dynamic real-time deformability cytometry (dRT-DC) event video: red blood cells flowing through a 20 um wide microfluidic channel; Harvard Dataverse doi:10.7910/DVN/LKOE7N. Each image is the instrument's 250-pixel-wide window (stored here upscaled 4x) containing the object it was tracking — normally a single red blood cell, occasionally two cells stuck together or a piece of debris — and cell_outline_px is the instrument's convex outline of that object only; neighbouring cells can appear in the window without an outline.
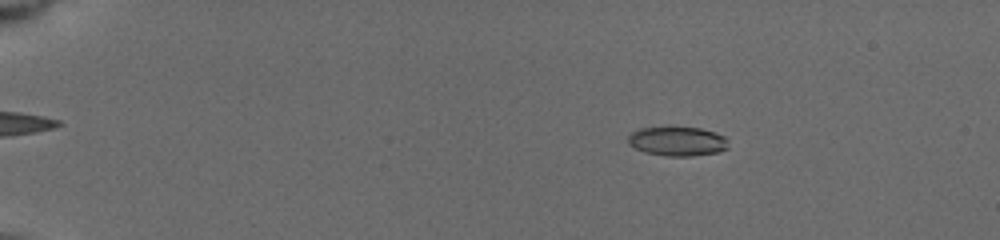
{"species": "common noctule bat (a hibernating species)", "species_latin": "Nyctalus noctula", "temperature_condition": "cold", "stored_images_in_passage": 68, "camera_frame_rate_fps": 3000, "um_per_image_px": 0.085, "animal": {"sex": "female", "body_mass_g": 19.5, "forearm_length_mm": 54.1}, "frame": {"image": 1, "passage_image": 13, "time_ms": 3.333, "image_size_px": [1000, 240], "cell_outline_px": [[728, 148], [720, 152], [692, 156], [668, 156], [644, 152], [628, 144], [628, 136], [632, 132], [640, 128], [700, 128], [716, 132], [724, 136], [728, 140]], "centroid_in_image_um": [57.61, 12.02], "position_along_channel_um": 27.4, "area_um2": 17.05}}
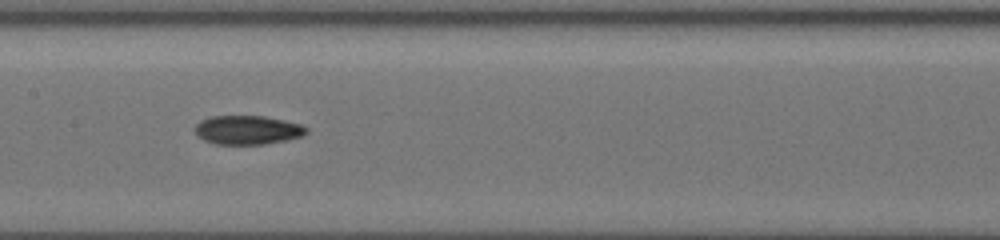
{"frame": {"image": 2, "passage_image": 37, "time_ms": 10.0, "image_size_px": [1000, 240], "cell_outline_px": [[308, 132], [304, 136], [288, 140], [264, 144], [216, 144], [204, 140], [196, 136], [192, 128], [200, 120], [208, 116], [264, 116], [284, 120], [300, 124], [308, 128]], "centroid_in_image_um": [21.01, 11.05], "position_along_channel_um": 186.4, "area_um2": 19.13}}
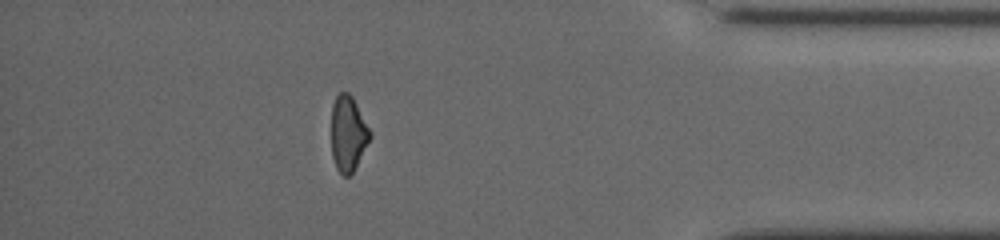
{"frame": {"image": 3, "passage_image": 60, "time_ms": 16.333, "image_size_px": [1000, 240], "cell_outline_px": [[372, 136], [352, 172], [348, 176], [344, 176], [336, 168], [332, 156], [332, 104], [336, 96], [340, 92], [348, 92], [352, 96], [372, 132]], "centroid_in_image_um": [29.59, 11.33], "position_along_channel_um": 405.6, "area_um2": 16.88}, "authors_computed_cell_mechanics": {"area_um2": 17.8602, "velocity_mm_per_s": 3.9269, "shape_relaxation_time_tau1_ms": null, "shape_relaxation_time_tau2_ms": 3.6699, "deformation_change_tau1": null, "deformation_change_tau2": 0.0845}}